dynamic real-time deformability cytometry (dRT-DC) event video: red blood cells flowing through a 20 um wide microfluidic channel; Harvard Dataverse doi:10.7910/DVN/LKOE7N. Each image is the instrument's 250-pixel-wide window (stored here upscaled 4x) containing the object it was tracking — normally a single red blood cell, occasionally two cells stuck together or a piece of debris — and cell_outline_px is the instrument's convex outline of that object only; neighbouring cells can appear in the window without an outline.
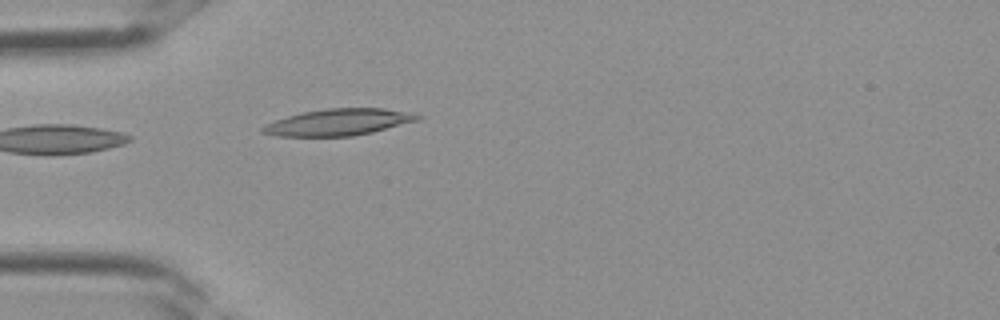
{"species": "Egyptian fruit bat (a non-hibernating species)", "species_latin": "Rousettus aegyptiacus", "temperature_condition": "room temperature", "stored_images_in_passage": 2, "camera_frame_rate_fps": 3000, "um_per_image_px": 0.085, "frame": {"image": 1, "passage_image": 2, "time_ms": 0.333, "image_size_px": [1000, 320], "cell_outline_px": [[424, 116], [420, 120], [372, 132], [352, 136], [276, 136], [260, 132], [260, 128], [276, 120], [288, 116], [304, 112], [324, 108], [384, 108], [408, 112]], "centroid_in_image_um": [28.81, 10.38], "position_along_channel_um": 56.2, "area_um2": 23.93}}